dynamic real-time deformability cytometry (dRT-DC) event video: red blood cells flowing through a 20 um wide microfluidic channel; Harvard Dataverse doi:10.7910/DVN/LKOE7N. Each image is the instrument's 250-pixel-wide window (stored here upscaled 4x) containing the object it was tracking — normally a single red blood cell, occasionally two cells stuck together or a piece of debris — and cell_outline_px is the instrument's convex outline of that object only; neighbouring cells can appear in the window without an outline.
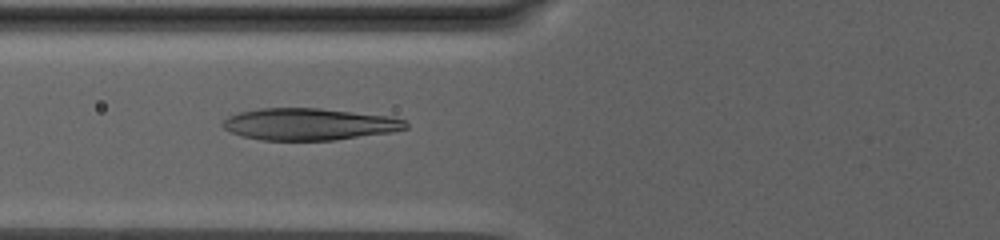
{"species": "human", "species_latin": "Homo sapiens", "temperature_condition": "warm", "stored_images_in_passage": 52, "camera_frame_rate_fps": 3000, "um_per_image_px": 0.085, "donor": {"sex": "male"}, "frame": {"image": 1, "passage_image": 4, "time_ms": 1.0, "image_size_px": [1000, 240], "cell_outline_px": [[408, 128], [392, 132], [336, 140], [260, 140], [244, 136], [232, 132], [224, 128], [220, 124], [228, 116], [240, 112], [260, 108], [320, 108], [392, 116], [404, 120], [408, 124]], "centroid_in_image_um": [26.31, 10.55], "position_along_channel_um": 99.5, "area_um2": 34.1}}
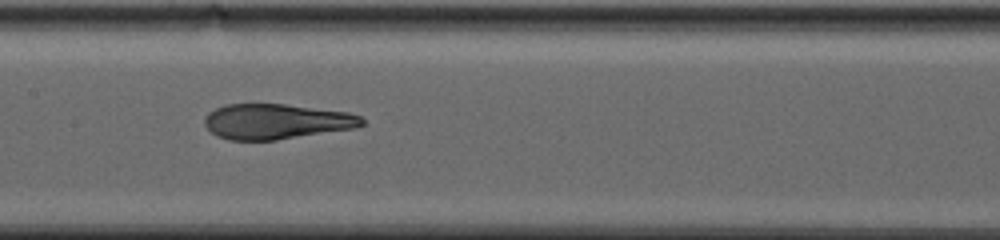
{"frame": {"image": 2, "passage_image": 14, "time_ms": 4.333, "image_size_px": [1000, 240], "cell_outline_px": [[364, 124], [356, 128], [276, 140], [228, 140], [216, 136], [204, 124], [204, 116], [208, 112], [224, 104], [284, 104], [348, 112], [360, 116], [364, 120]], "centroid_in_image_um": [23.46, 10.33], "position_along_channel_um": 183.9, "area_um2": 32.43}}
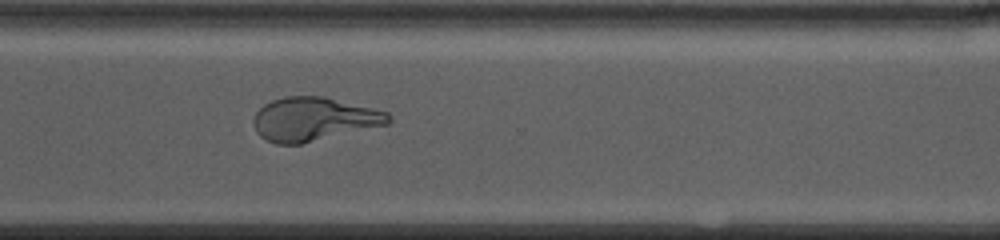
{"frame": {"image": 3, "passage_image": 33, "time_ms": 10.667, "image_size_px": [1000, 240], "cell_outline_px": [[392, 120], [388, 124], [300, 144], [276, 144], [260, 136], [256, 132], [252, 120], [256, 112], [264, 104], [272, 100], [284, 96], [324, 96], [388, 112]], "centroid_in_image_um": [26.65, 10.12], "position_along_channel_um": 344.0, "area_um2": 34.22}, "authors_computed_cell_mechanics": {"area_um2": 34.1598, "velocity_mm_per_s": 2.5295, "shape_relaxation_time_tau1_ms": null, "shape_relaxation_time_tau2_ms": 1.5161, "deformation_change_tau1": null, "deformation_change_tau2": 0.0702}}